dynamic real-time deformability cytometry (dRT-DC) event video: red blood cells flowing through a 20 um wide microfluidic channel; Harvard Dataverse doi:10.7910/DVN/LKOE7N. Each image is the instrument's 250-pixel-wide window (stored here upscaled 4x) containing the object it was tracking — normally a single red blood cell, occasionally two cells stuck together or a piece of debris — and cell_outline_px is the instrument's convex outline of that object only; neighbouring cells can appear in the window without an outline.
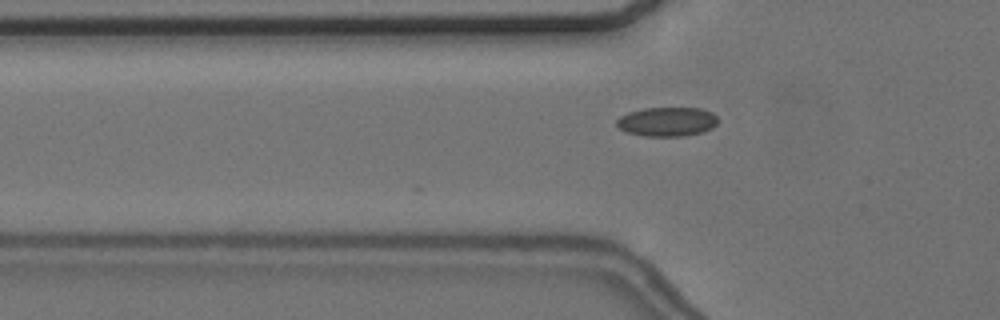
{"species": "common noctule bat (a hibernating species)", "species_latin": "Nyctalus noctula", "temperature_condition": "cold", "stored_images_in_passage": 34, "camera_frame_rate_fps": 3000, "um_per_image_px": 0.085, "animal": {"sex": "female", "body_mass_g": 24.6, "forearm_length_mm": 56.2}, "frame": {"image": 1, "passage_image": 3, "time_ms": 0.667, "image_size_px": [1000, 320], "cell_outline_px": [[720, 120], [712, 128], [704, 132], [684, 136], [644, 136], [628, 132], [620, 128], [616, 124], [616, 120], [620, 116], [628, 112], [644, 108], [700, 108], [712, 112]], "centroid_in_image_um": [56.73, 10.34], "position_along_channel_um": 69.1, "area_um2": 17.34}}
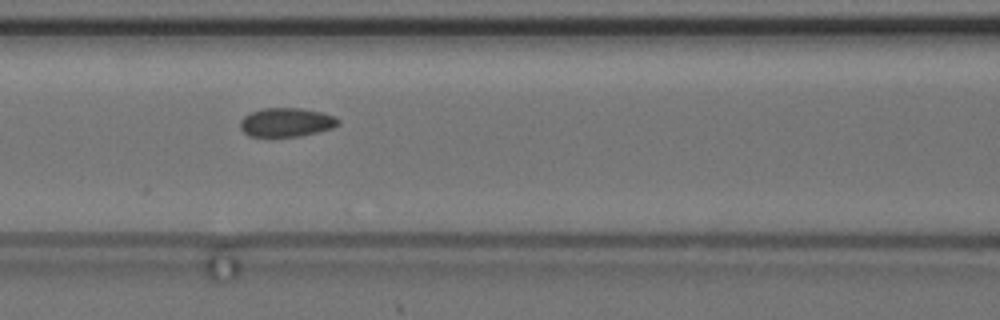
{"frame": {"image": 2, "passage_image": 9, "time_ms": 2.667, "image_size_px": [1000, 320], "cell_outline_px": [[340, 124], [332, 128], [300, 136], [248, 136], [240, 128], [240, 120], [244, 116], [252, 112], [264, 108], [300, 108], [320, 112], [336, 116], [340, 120]], "centroid_in_image_um": [24.35, 10.39], "position_along_channel_um": 142.2, "area_um2": 16.42}}
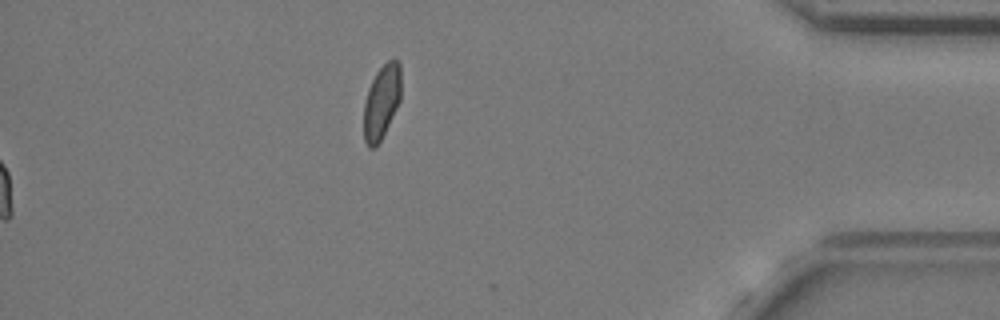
{"frame": {"image": 3, "passage_image": 34, "time_ms": 11.0, "image_size_px": [1000, 320], "cell_outline_px": [[400, 100], [376, 148], [368, 148], [364, 140], [364, 104], [368, 88], [376, 72], [388, 60], [400, 60]], "centroid_in_image_um": [32.42, 8.65], "position_along_channel_um": 402.8, "area_um2": 15.9}, "authors_computed_cell_mechanics": {"area_um2": 16.7042, "velocity_mm_per_s": 3.6304, "shape_relaxation_time_tau1_ms": 6.094, "shape_relaxation_time_tau2_ms": 2.9115, "deformation_change_tau1": 0.066, "deformation_change_tau2": 0.0626}}